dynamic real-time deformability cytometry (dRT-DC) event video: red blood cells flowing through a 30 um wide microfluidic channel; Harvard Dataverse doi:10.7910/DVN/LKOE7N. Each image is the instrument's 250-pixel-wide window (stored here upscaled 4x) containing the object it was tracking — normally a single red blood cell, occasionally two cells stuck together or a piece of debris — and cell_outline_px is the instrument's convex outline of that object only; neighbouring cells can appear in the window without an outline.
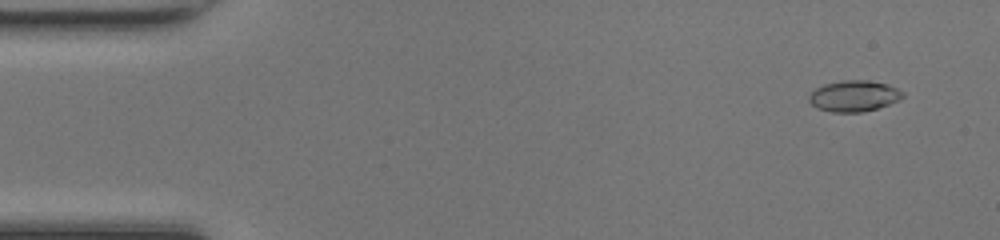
{"species": "common noctule bat (a hibernating species)", "species_latin": "Nyctalus noctula", "temperature_condition": "room temperature", "stored_images_in_passage": 49, "camera_frame_rate_fps": 3000, "um_per_image_px": 0.085, "animal": {"sex": "female", "body_mass_g": 17.0, "forearm_length_mm": 48.0}, "frame": {"image": 1, "passage_image": 4, "time_ms": 1.0, "image_size_px": [1000, 240], "cell_outline_px": [[904, 96], [900, 100], [876, 108], [860, 112], [832, 112], [816, 108], [808, 100], [808, 96], [816, 88], [824, 84], [840, 80], [868, 80], [888, 84], [904, 92]], "centroid_in_image_um": [72.58, 8.15], "position_along_channel_um": 12.4, "area_um2": 16.99}}
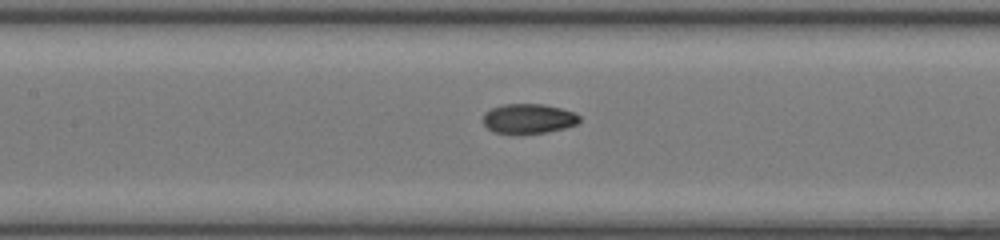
{"frame": {"image": 2, "passage_image": 23, "time_ms": 7.333, "image_size_px": [1000, 240], "cell_outline_px": [[580, 120], [576, 124], [564, 128], [548, 132], [520, 136], [492, 132], [484, 124], [484, 112], [492, 108], [504, 104], [544, 104], [576, 112], [580, 116]], "centroid_in_image_um": [44.92, 10.12], "position_along_channel_um": 162.5, "area_um2": 17.22}}
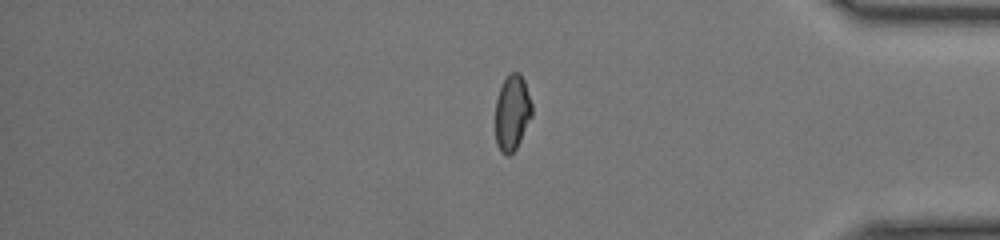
{"frame": {"image": 3, "passage_image": 41, "time_ms": 13.333, "image_size_px": [1000, 240], "cell_outline_px": [[532, 116], [516, 148], [508, 156], [500, 152], [496, 144], [496, 100], [500, 88], [504, 80], [512, 72], [520, 72], [524, 80], [532, 104]], "centroid_in_image_um": [43.53, 9.59], "position_along_channel_um": 391.7, "area_um2": 16.01}, "authors_computed_cell_mechanics": {"area_um2": 16.6464, "velocity_mm_per_s": 4.2851, "shape_relaxation_time_tau1_ms": null, "shape_relaxation_time_tau2_ms": 2.9398, "deformation_change_tau1": null, "deformation_change_tau2": 0.0588}}